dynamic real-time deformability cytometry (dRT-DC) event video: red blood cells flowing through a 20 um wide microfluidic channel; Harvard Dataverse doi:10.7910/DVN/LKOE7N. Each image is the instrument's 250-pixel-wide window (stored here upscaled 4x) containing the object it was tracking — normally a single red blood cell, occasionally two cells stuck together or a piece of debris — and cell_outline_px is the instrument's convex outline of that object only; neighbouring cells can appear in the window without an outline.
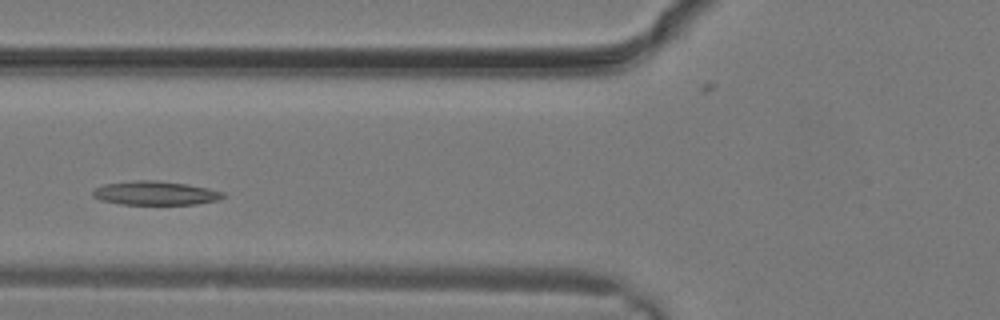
{"species": "common noctule bat (a hibernating species)", "species_latin": "Nyctalus noctula", "temperature_condition": "warm", "stored_images_in_passage": 9, "camera_frame_rate_fps": 3000, "um_per_image_px": 0.085, "animal": {"sex": "male", "body_mass_g": 19.2, "forearm_length_mm": 51.8}, "frame": {"image": 1, "passage_image": 6, "time_ms": 1.667, "image_size_px": [1000, 320], "cell_outline_px": [[224, 196], [216, 200], [196, 204], [120, 204], [100, 200], [92, 196], [92, 192], [96, 188], [104, 184], [132, 180], [156, 180], [188, 184], [208, 188], [224, 192]], "centroid_in_image_um": [13.17, 16.4], "position_along_channel_um": 112.6, "area_um2": 18.09}}
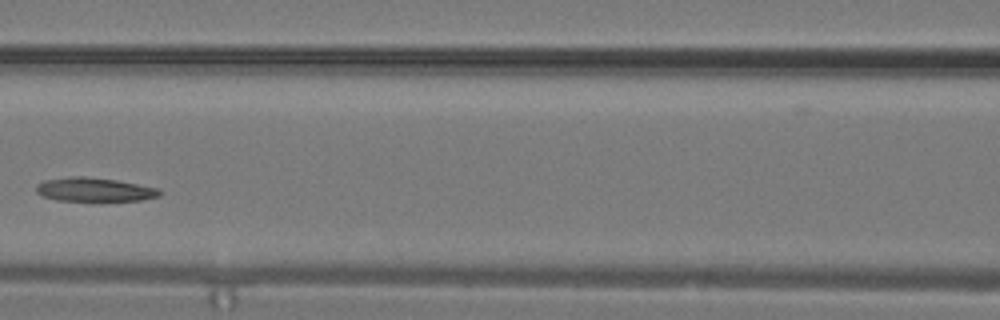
{"frame": {"image": 2, "passage_image": 8, "time_ms": 2.333, "image_size_px": [1000, 320], "cell_outline_px": [[164, 192], [160, 196], [140, 200], [100, 204], [56, 200], [40, 196], [36, 192], [36, 184], [44, 180], [68, 176], [84, 176], [116, 180], [160, 188]], "centroid_in_image_um": [8.04, 16.17], "position_along_channel_um": 158.6, "area_um2": 18.44}}